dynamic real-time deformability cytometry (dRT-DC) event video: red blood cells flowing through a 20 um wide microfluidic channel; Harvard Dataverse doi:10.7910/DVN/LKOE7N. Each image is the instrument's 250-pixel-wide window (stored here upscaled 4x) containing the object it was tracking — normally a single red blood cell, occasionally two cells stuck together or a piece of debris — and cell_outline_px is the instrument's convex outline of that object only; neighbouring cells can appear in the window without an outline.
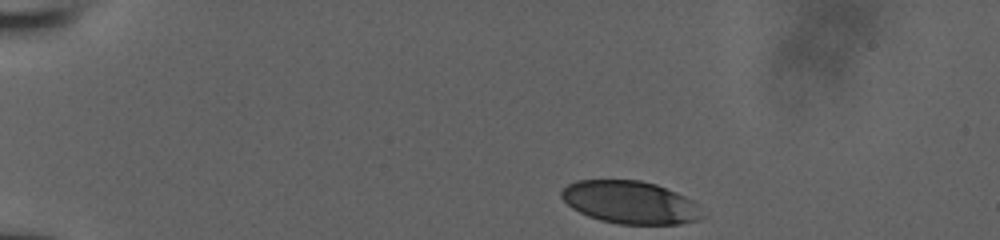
{"species": "human", "species_latin": "Homo sapiens", "temperature_condition": "room temperature", "stored_images_in_passage": 36, "camera_frame_rate_fps": 3000, "um_per_image_px": 0.085, "donor": {"sex": "male"}, "frame": {"image": 1, "passage_image": 1, "time_ms": 0.0, "image_size_px": [1000, 240], "cell_outline_px": [[708, 216], [700, 220], [680, 224], [620, 224], [600, 220], [588, 216], [572, 208], [560, 196], [560, 192], [568, 184], [576, 180], [640, 180], [656, 184], [676, 192], [692, 200]], "centroid_in_image_um": [53.6, 17.21], "position_along_channel_um": 31.4, "area_um2": 35.26}}
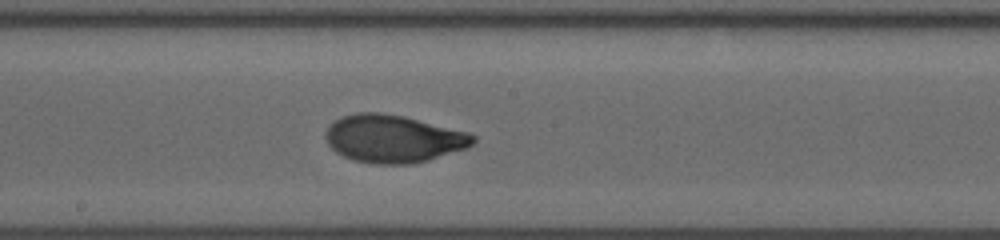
{"frame": {"image": 2, "passage_image": 21, "time_ms": 6.667, "image_size_px": [1000, 240], "cell_outline_px": [[476, 140], [468, 148], [428, 160], [412, 164], [376, 164], [352, 160], [336, 152], [328, 144], [324, 136], [328, 128], [336, 120], [344, 116], [356, 112], [380, 112], [404, 116], [468, 132], [476, 136]], "centroid_in_image_um": [33.45, 11.79], "position_along_channel_um": 214.8, "area_um2": 40.98}}
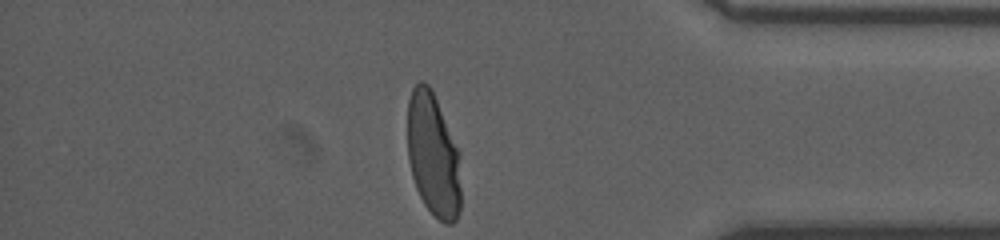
{"frame": {"image": 3, "passage_image": 36, "time_ms": 11.667, "image_size_px": [1000, 240], "cell_outline_px": [[460, 212], [456, 220], [452, 224], [444, 224], [424, 204], [416, 188], [412, 176], [408, 160], [408, 100], [412, 88], [420, 80], [424, 80], [432, 88], [460, 152]], "centroid_in_image_um": [36.83, 13.15], "position_along_channel_um": 398.4, "area_um2": 38.96}}